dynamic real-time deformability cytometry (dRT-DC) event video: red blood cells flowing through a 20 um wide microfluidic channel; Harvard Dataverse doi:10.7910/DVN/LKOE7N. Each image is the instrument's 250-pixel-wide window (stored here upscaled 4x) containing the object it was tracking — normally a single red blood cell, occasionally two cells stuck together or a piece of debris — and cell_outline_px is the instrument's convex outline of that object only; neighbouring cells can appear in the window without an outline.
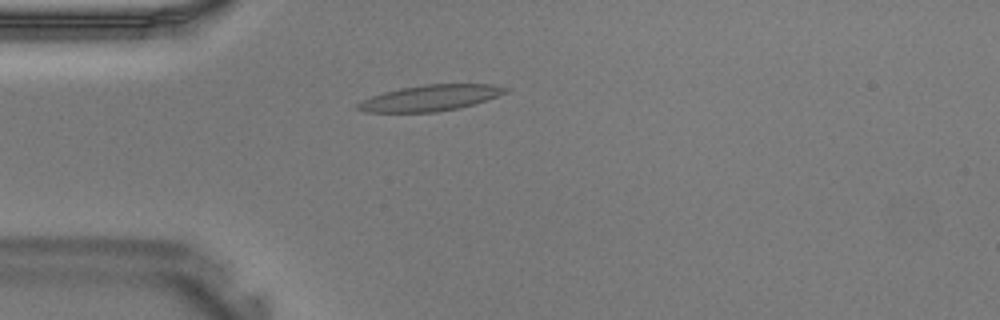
{"species": "Egyptian fruit bat (a non-hibernating species)", "species_latin": "Rousettus aegyptiacus", "temperature_condition": "warm", "stored_images_in_passage": 40, "camera_frame_rate_fps": 3000, "um_per_image_px": 0.085, "animal": {"sex": "male"}, "frame": {"image": 1, "passage_image": 11, "time_ms": 3.333, "image_size_px": [1000, 320], "cell_outline_px": [[508, 92], [460, 108], [436, 112], [364, 112], [356, 108], [356, 104], [360, 100], [384, 92], [400, 88], [424, 84], [492, 84], [508, 88]], "centroid_in_image_um": [36.53, 8.32], "position_along_channel_um": 48.5, "area_um2": 22.25}}
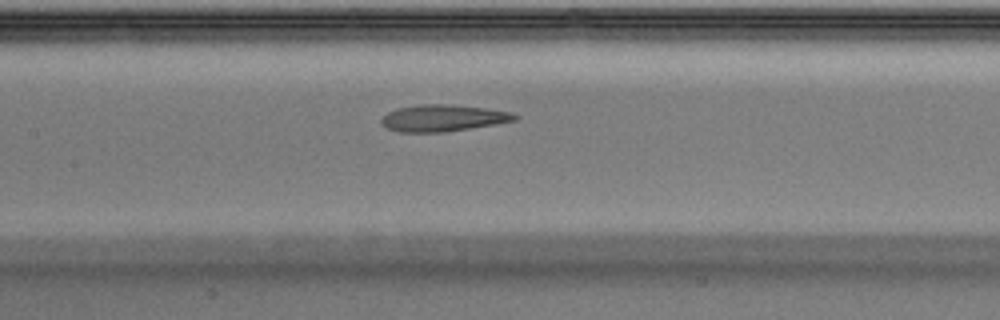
{"frame": {"image": 2, "passage_image": 19, "time_ms": 6.0, "image_size_px": [1000, 320], "cell_outline_px": [[520, 116], [516, 120], [496, 124], [444, 132], [396, 132], [380, 124], [380, 120], [388, 112], [396, 108], [420, 104], [452, 104], [484, 108], [512, 112]], "centroid_in_image_um": [37.64, 10.03], "position_along_channel_um": 169.8, "area_um2": 20.87}}
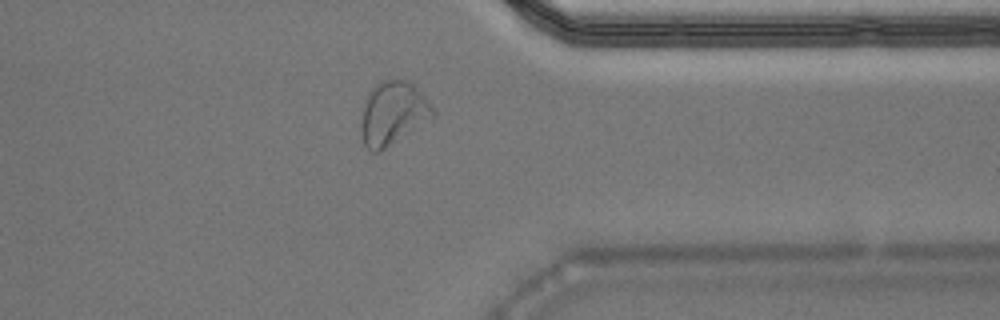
{"frame": {"image": 3, "passage_image": 32, "time_ms": 10.333, "image_size_px": [1000, 320], "cell_outline_px": [[436, 112], [432, 116], [380, 152], [372, 152], [364, 144], [360, 128], [360, 124], [368, 92], [380, 80], [408, 80], [428, 100]], "centroid_in_image_um": [33.36, 9.61], "position_along_channel_um": 378.0, "area_um2": 25.89}}